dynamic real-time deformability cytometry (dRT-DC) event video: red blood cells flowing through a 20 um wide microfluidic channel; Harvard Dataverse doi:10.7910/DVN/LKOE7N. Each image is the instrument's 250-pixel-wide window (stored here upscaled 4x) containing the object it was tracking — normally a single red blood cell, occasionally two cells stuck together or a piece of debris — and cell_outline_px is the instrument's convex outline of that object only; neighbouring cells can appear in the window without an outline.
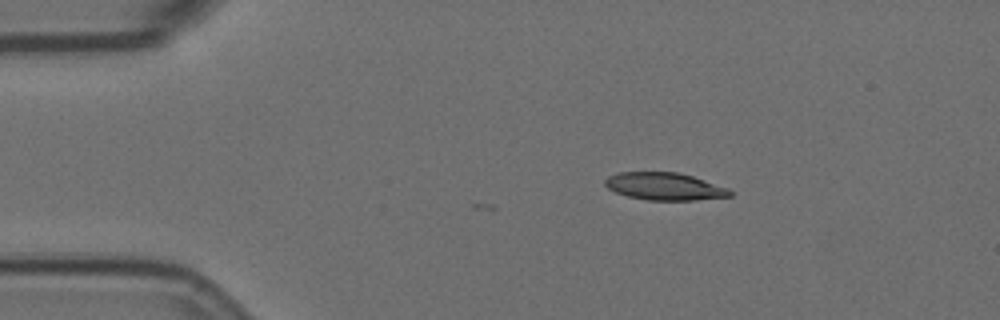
{"species": "Egyptian fruit bat (a non-hibernating species)", "species_latin": "Rousettus aegyptiacus", "temperature_condition": "room temperature", "stored_images_in_passage": 16, "camera_frame_rate_fps": 3000, "um_per_image_px": 0.085, "animal": {"sex": "female"}, "frame": {"image": 1, "passage_image": 1, "time_ms": 0.0, "image_size_px": [1000, 320], "cell_outline_px": [[732, 196], [692, 200], [648, 200], [628, 196], [616, 192], [608, 188], [604, 184], [604, 180], [608, 176], [620, 172], [680, 172], [728, 188], [732, 192]], "centroid_in_image_um": [56.47, 15.84], "position_along_channel_um": 28.5, "area_um2": 19.88}}
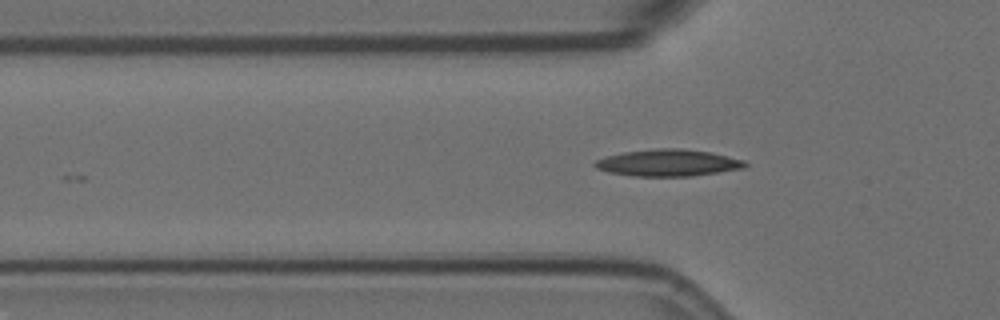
{"frame": {"image": 2, "passage_image": 9, "time_ms": 2.667, "image_size_px": [1000, 320], "cell_outline_px": [[748, 164], [744, 168], [692, 176], [636, 176], [608, 172], [596, 168], [592, 164], [596, 160], [608, 156], [624, 152], [656, 148], [680, 148], [712, 152], [744, 160]], "centroid_in_image_um": [56.8, 13.83], "position_along_channel_um": 69.0, "area_um2": 23.41}}
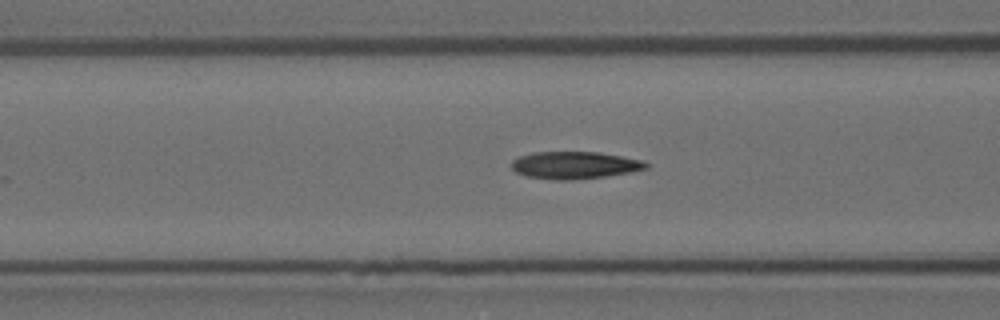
{"frame": {"image": 3, "passage_image": 13, "time_ms": 4.0, "image_size_px": [1000, 320], "cell_outline_px": [[648, 168], [632, 172], [604, 176], [572, 180], [556, 180], [528, 176], [516, 172], [512, 168], [512, 160], [520, 156], [532, 152], [600, 152], [644, 160], [648, 164]], "centroid_in_image_um": [48.87, 14.03], "position_along_channel_um": 117.7, "area_um2": 21.39}}